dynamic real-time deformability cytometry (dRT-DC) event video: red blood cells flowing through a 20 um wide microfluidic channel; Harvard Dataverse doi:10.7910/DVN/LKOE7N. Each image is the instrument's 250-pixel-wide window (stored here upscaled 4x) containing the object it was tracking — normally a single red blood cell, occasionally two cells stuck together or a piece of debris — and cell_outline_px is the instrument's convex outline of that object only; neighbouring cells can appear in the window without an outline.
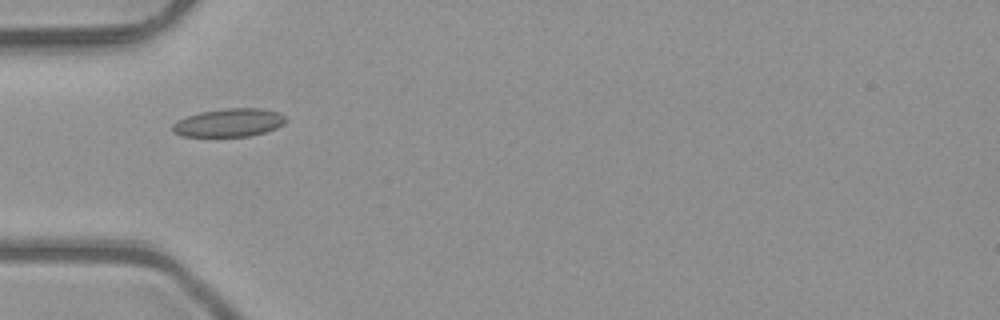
{"species": "common noctule bat (a hibernating species)", "species_latin": "Nyctalus noctula", "temperature_condition": "room temperature", "stored_images_in_passage": 5, "camera_frame_rate_fps": 3000, "um_per_image_px": 0.085, "animal": {"sex": "male", "body_mass_g": 23.1, "forearm_length_mm": 52.7}, "frame": {"image": 1, "passage_image": 3, "time_ms": 0.667, "image_size_px": [1000, 320], "cell_outline_px": [[288, 120], [284, 124], [276, 128], [264, 132], [248, 136], [180, 136], [172, 132], [172, 124], [176, 120], [200, 112], [224, 108], [260, 108], [280, 112]], "centroid_in_image_um": [19.46, 10.42], "position_along_channel_um": 65.5, "area_um2": 18.73}}
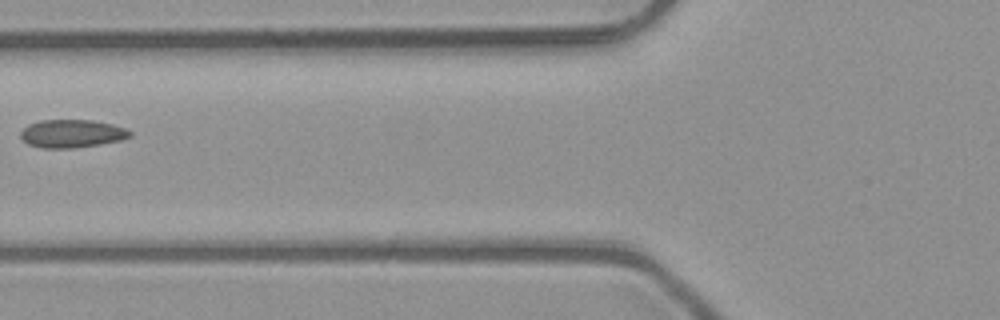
{"frame": {"image": 2, "passage_image": 4, "time_ms": 1.0, "image_size_px": [1000, 320], "cell_outline_px": [[132, 136], [120, 140], [100, 144], [76, 148], [40, 148], [28, 144], [20, 136], [20, 132], [28, 124], [40, 120], [92, 120], [112, 124], [124, 128], [132, 132]], "centroid_in_image_um": [6.1, 11.36], "position_along_channel_um": 119.7, "area_um2": 17.92}}
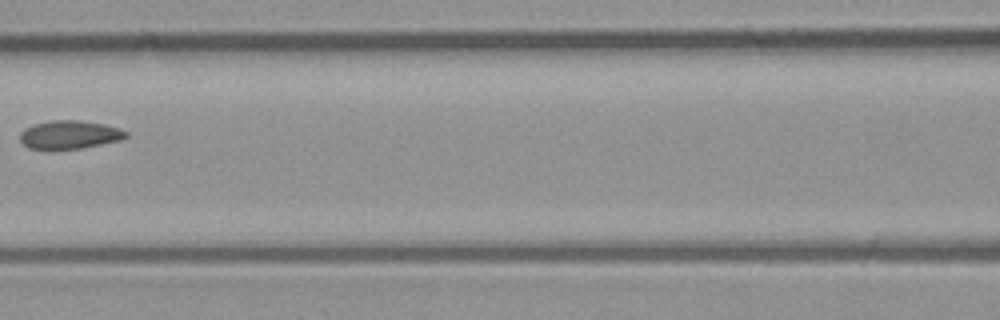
{"frame": {"image": 3, "passage_image": 5, "time_ms": 1.333, "image_size_px": [1000, 320], "cell_outline_px": [[128, 136], [120, 140], [80, 148], [48, 152], [28, 148], [20, 140], [20, 132], [24, 128], [32, 124], [52, 120], [76, 120], [104, 124], [120, 128], [128, 132]], "centroid_in_image_um": [5.84, 11.48], "position_along_channel_um": 160.8, "area_um2": 18.03}}